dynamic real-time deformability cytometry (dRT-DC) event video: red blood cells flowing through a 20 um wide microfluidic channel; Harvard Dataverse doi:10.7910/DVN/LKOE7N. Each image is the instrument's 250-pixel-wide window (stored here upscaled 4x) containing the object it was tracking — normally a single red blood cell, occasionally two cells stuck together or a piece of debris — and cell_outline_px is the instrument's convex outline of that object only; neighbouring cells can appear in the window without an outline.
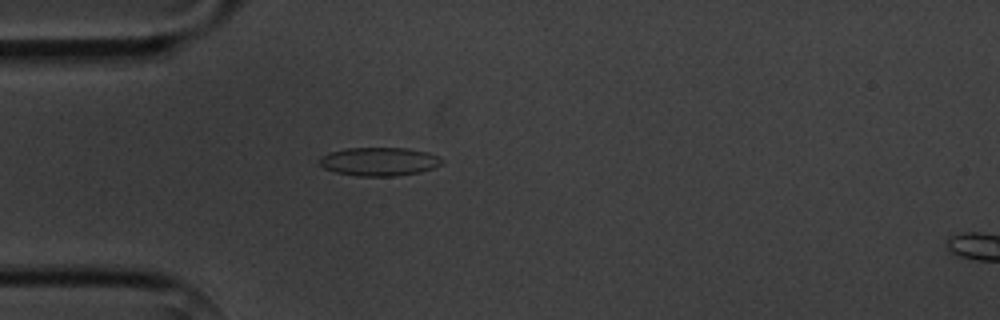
{"species": "common noctule bat (a hibernating species)", "species_latin": "Nyctalus noctula", "temperature_condition": "cold", "stored_images_in_passage": 6, "segment_of_instrument_passage": [1, 2], "camera_frame_rate_fps": 3000, "um_per_image_px": 0.085, "animal": {"sex": "male", "body_mass_g": 20.1, "forearm_length_mm": 53.5}, "frame": {"image": 1, "passage_image": 5, "time_ms": 4.667, "image_size_px": [1000, 320], "cell_outline_px": [[444, 164], [420, 172], [396, 176], [356, 176], [336, 172], [324, 168], [320, 164], [320, 156], [344, 148], [408, 148], [428, 152], [444, 160]], "centroid_in_image_um": [32.25, 13.73], "position_along_channel_um": 52.7, "area_um2": 20.35}}